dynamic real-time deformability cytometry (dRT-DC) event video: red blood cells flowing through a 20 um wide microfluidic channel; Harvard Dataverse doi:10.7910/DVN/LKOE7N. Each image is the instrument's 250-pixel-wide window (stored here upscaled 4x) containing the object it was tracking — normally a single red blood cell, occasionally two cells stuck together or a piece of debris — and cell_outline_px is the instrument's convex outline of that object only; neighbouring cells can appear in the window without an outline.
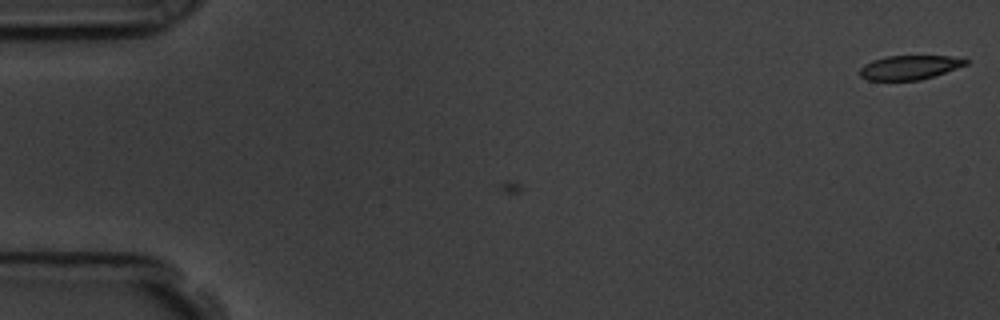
{"species": "common noctule bat (a hibernating species)", "species_latin": "Nyctalus noctula", "temperature_condition": "room temperature", "stored_images_in_passage": 6, "camera_frame_rate_fps": 3000, "um_per_image_px": 0.085, "animal": {"sex": "male", "body_mass_g": 19.5, "forearm_length_mm": 54.6}, "frame": {"image": 1, "passage_image": 6, "time_ms": 1.667, "image_size_px": [1000, 320], "cell_outline_px": [[968, 64], [920, 80], [868, 80], [860, 76], [860, 68], [864, 64], [872, 60], [884, 56], [948, 56], [968, 60]], "centroid_in_image_um": [77.26, 5.72], "position_along_channel_um": 7.7, "area_um2": 14.74}}